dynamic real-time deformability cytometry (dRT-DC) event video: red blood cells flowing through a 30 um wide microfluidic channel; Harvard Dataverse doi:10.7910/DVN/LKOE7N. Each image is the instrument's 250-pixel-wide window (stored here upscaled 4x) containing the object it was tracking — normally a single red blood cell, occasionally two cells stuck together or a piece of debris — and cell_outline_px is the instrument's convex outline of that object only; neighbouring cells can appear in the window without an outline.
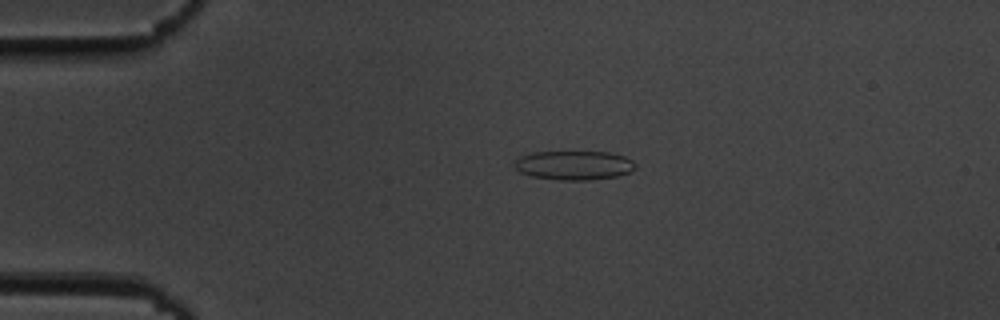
{"species": "common noctule bat (a hibernating species)", "species_latin": "Nyctalus noctula", "temperature_condition": "cold", "stored_images_in_passage": 38, "camera_frame_rate_fps": 3000, "um_per_image_px": 0.085, "animal": {"sex": "male", "body_mass_g": 19.5, "forearm_length_mm": 54.6}, "frame": {"image": 1, "passage_image": 2, "time_ms": 0.333, "image_size_px": [1000, 320], "cell_outline_px": [[636, 168], [620, 176], [588, 180], [560, 180], [532, 176], [520, 172], [512, 164], [520, 156], [532, 152], [608, 152], [624, 156], [632, 160], [636, 164]], "centroid_in_image_um": [48.79, 14.05], "position_along_channel_um": 36.2, "area_um2": 20.58}}
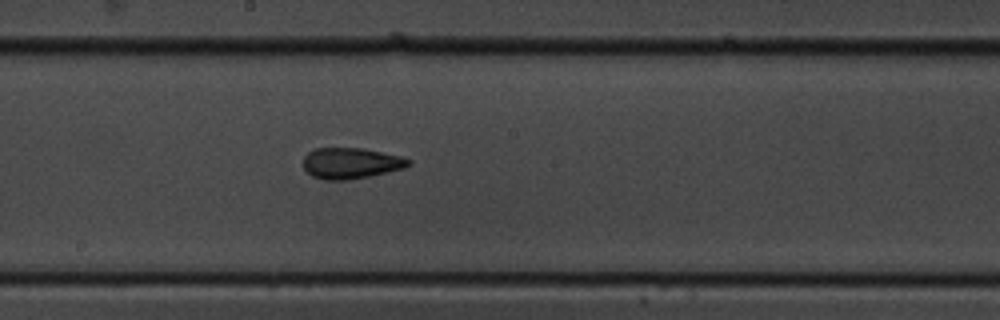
{"frame": {"image": 2, "passage_image": 20, "time_ms": 6.333, "image_size_px": [1000, 320], "cell_outline_px": [[412, 164], [404, 168], [368, 176], [348, 180], [324, 180], [312, 176], [304, 168], [304, 156], [308, 152], [316, 148], [364, 148], [400, 156], [412, 160]], "centroid_in_image_um": [29.83, 13.87], "position_along_channel_um": 218.4, "area_um2": 18.96}}
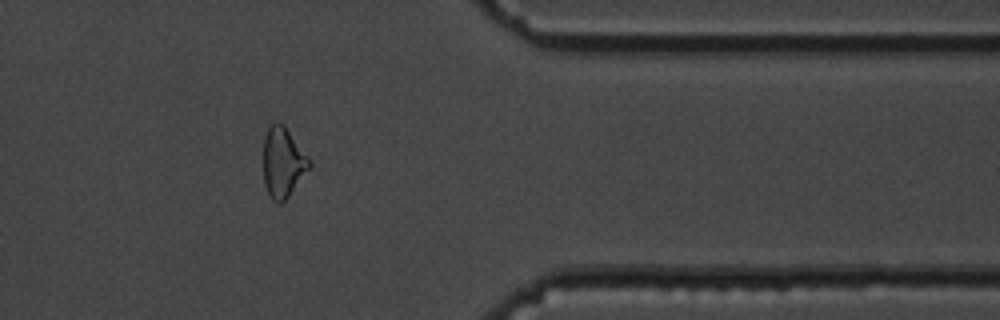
{"frame": {"image": 3, "passage_image": 35, "time_ms": 11.333, "image_size_px": [1000, 320], "cell_outline_px": [[312, 164], [288, 196], [280, 204], [272, 200], [264, 184], [264, 136], [268, 128], [276, 120], [284, 124], [312, 160]], "centroid_in_image_um": [24.06, 13.76], "position_along_channel_um": 387.3, "area_um2": 18.79}, "authors_computed_cell_mechanics": {"area_um2": 18.785, "velocity_mm_per_s": 3.6729, "shape_relaxation_time_tau1_ms": null, "shape_relaxation_time_tau2_ms": 3.4333, "deformation_change_tau1": null, "deformation_change_tau2": 0.1008}}